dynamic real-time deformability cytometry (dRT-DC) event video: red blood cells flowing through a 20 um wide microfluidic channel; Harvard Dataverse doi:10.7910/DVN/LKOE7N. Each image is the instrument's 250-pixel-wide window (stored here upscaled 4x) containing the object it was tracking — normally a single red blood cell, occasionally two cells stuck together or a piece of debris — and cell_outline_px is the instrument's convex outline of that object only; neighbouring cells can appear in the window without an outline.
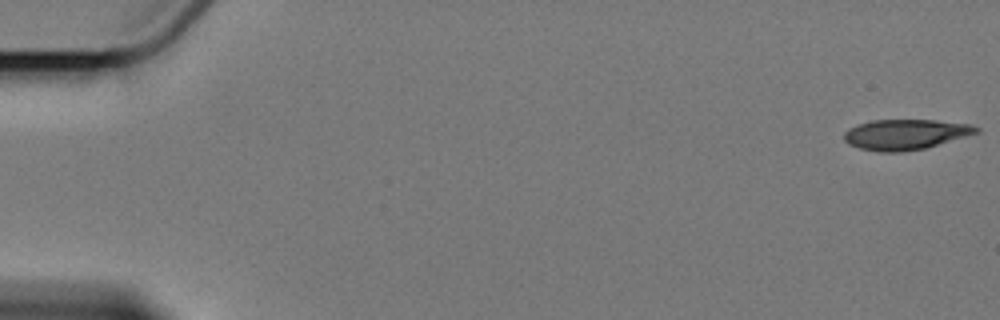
{"species": "Egyptian fruit bat (a non-hibernating species)", "species_latin": "Rousettus aegyptiacus", "temperature_condition": "cold", "stored_images_in_passage": 7, "camera_frame_rate_fps": 3000, "um_per_image_px": 0.085, "animal": {"sex": "female"}, "frame": {"image": 1, "passage_image": 1, "time_ms": 0.0, "image_size_px": [1000, 320], "cell_outline_px": [[980, 132], [924, 148], [900, 152], [880, 152], [860, 148], [848, 144], [844, 140], [844, 132], [848, 128], [856, 124], [872, 120], [936, 120], [972, 124], [980, 128]], "centroid_in_image_um": [76.94, 11.41], "position_along_channel_um": 8.1, "area_um2": 23.41}}
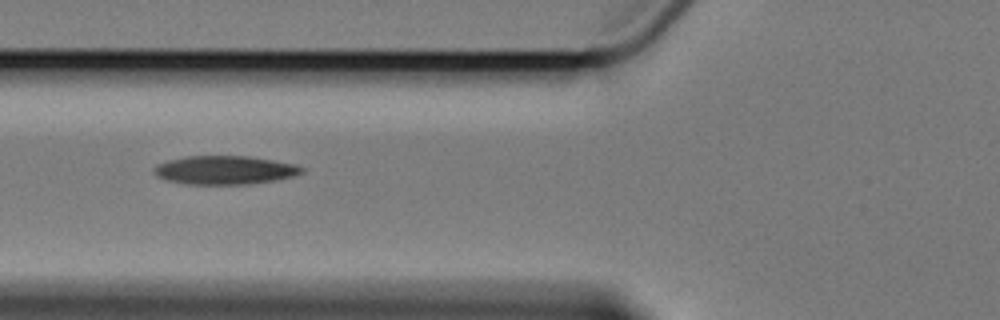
{"frame": {"image": 2, "passage_image": 6, "time_ms": 7.333, "image_size_px": [1000, 320], "cell_outline_px": [[304, 172], [292, 176], [276, 180], [248, 184], [188, 184], [168, 180], [156, 176], [152, 172], [152, 168], [156, 164], [168, 160], [184, 156], [248, 156], [272, 160], [292, 164], [304, 168]], "centroid_in_image_um": [19.04, 14.45], "position_along_channel_um": 106.8, "area_um2": 24.57}}
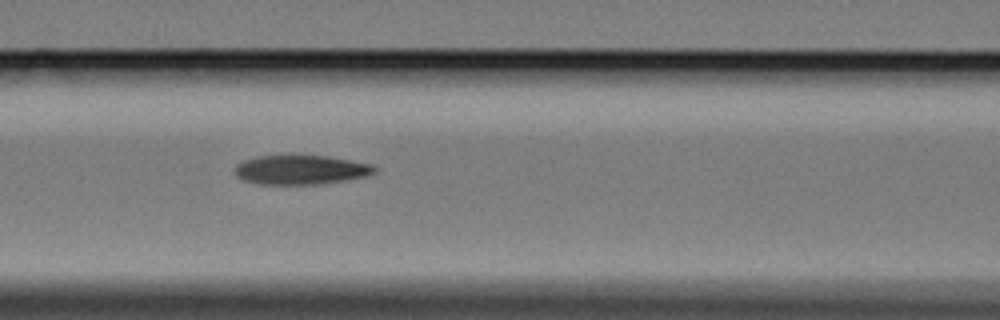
{"frame": {"image": 3, "passage_image": 7, "time_ms": 8.333, "image_size_px": [1000, 320], "cell_outline_px": [[380, 168], [376, 172], [368, 176], [348, 180], [316, 184], [260, 184], [244, 180], [236, 176], [236, 164], [244, 160], [260, 156], [292, 152], [328, 156], [372, 164]], "centroid_in_image_um": [25.61, 14.39], "position_along_channel_um": 141.0, "area_um2": 24.8}}